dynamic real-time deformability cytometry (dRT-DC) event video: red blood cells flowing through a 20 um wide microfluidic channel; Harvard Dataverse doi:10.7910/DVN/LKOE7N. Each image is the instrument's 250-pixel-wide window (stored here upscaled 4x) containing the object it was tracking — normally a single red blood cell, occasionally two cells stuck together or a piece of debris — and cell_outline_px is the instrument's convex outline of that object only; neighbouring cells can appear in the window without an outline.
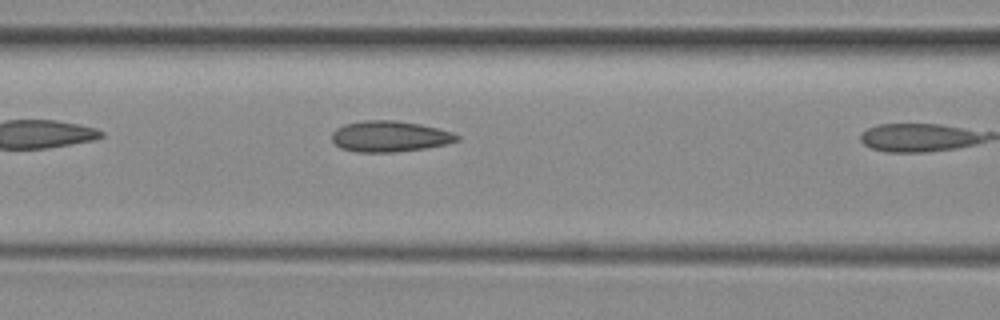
{"species": "common noctule bat (a hibernating species)", "species_latin": "Nyctalus noctula", "temperature_condition": "room temperature", "stored_images_in_passage": 8, "camera_frame_rate_fps": 3000, "um_per_image_px": 0.085, "animal": {"sex": "female", "body_mass_g": 29.2, "forearm_length_mm": 56.3}, "frame": {"image": 1, "passage_image": 7, "time_ms": 2.0, "image_size_px": [1000, 320], "cell_outline_px": [[460, 140], [448, 144], [424, 148], [396, 152], [356, 152], [340, 148], [332, 140], [332, 132], [336, 128], [344, 124], [364, 120], [396, 120], [420, 124], [452, 132], [460, 136]], "centroid_in_image_um": [33.12, 11.59], "position_along_channel_um": 133.5, "area_um2": 22.66}}